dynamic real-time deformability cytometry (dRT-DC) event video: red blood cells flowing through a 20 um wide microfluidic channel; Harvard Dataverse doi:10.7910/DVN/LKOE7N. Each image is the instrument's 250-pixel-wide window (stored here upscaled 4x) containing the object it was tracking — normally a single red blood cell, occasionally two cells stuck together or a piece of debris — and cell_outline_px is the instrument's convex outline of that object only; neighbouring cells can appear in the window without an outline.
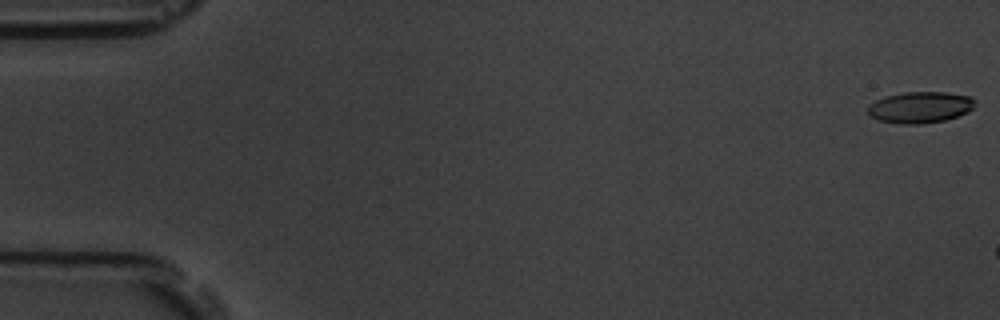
{"species": "common noctule bat (a hibernating species)", "species_latin": "Nyctalus noctula", "temperature_condition": "room temperature", "stored_images_in_passage": 3, "camera_frame_rate_fps": 3000, "um_per_image_px": 0.085, "animal": {"sex": "male", "body_mass_g": 19.5, "forearm_length_mm": 54.6}, "frame": {"image": 1, "passage_image": 1, "time_ms": 0.0, "image_size_px": [1000, 320], "cell_outline_px": [[976, 104], [968, 112], [944, 120], [920, 124], [904, 124], [880, 120], [868, 116], [868, 104], [884, 96], [904, 92], [948, 92], [968, 96], [976, 100]], "centroid_in_image_um": [78.2, 9.11], "position_along_channel_um": 6.8, "area_um2": 19.59}}